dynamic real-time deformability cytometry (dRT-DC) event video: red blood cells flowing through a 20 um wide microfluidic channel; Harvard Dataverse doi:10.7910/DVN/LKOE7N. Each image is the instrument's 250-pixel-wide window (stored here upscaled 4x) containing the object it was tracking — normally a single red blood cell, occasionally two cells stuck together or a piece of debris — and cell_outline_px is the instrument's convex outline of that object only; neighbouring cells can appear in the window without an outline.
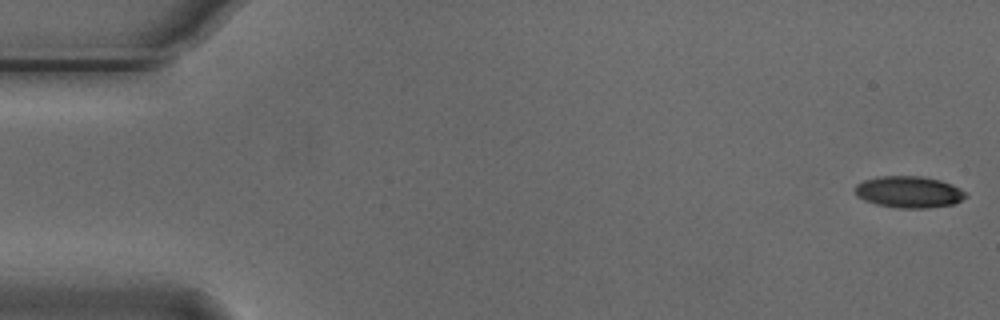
{"species": "Egyptian fruit bat (a non-hibernating species)", "species_latin": "Rousettus aegyptiacus", "temperature_condition": "cold", "stored_images_in_passage": 55, "camera_frame_rate_fps": 3000, "um_per_image_px": 0.085, "animal": {"sex": "male"}, "frame": {"image": 1, "passage_image": 1, "time_ms": 0.0, "image_size_px": [1000, 320], "cell_outline_px": [[968, 196], [952, 204], [928, 208], [896, 208], [876, 204], [864, 200], [856, 196], [856, 184], [864, 180], [880, 176], [924, 176], [940, 180], [952, 184], [968, 192]], "centroid_in_image_um": [77.28, 16.31], "position_along_channel_um": 7.7, "area_um2": 20.52}}
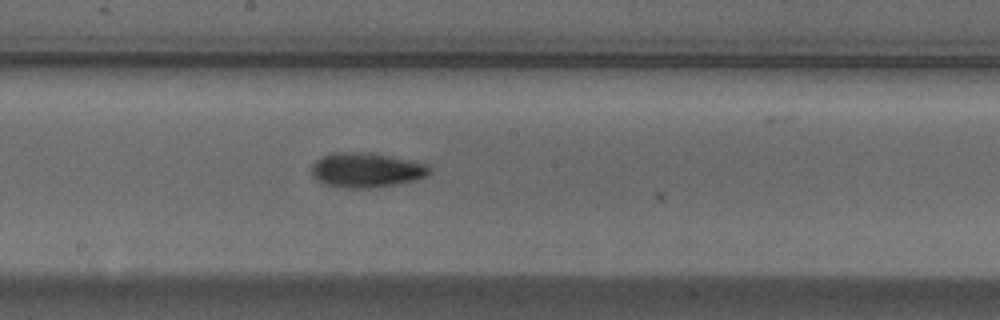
{"frame": {"image": 2, "passage_image": 29, "time_ms": 9.333, "image_size_px": [1000, 320], "cell_outline_px": [[432, 168], [424, 176], [416, 180], [368, 188], [348, 188], [324, 184], [316, 180], [312, 176], [312, 164], [320, 156], [332, 152], [372, 152], [412, 160], [428, 164]], "centroid_in_image_um": [31.1, 14.43], "position_along_channel_um": 217.1, "area_um2": 23.99}}
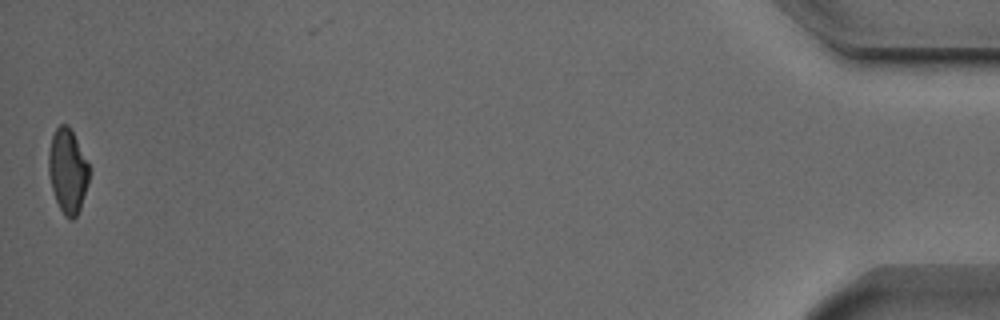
{"frame": {"image": 3, "passage_image": 54, "time_ms": 17.667, "image_size_px": [1000, 320], "cell_outline_px": [[92, 168], [88, 184], [80, 208], [76, 216], [72, 220], [64, 216], [56, 200], [52, 188], [48, 172], [48, 152], [52, 136], [56, 128], [60, 124], [68, 124]], "centroid_in_image_um": [5.77, 14.52], "position_along_channel_um": 429.4, "area_um2": 20.17}, "authors_computed_cell_mechanics": {"area_um2": 21.5594, "velocity_mm_per_s": 3.7546, "shape_relaxation_time_tau1_ms": 3.9777, "shape_relaxation_time_tau2_ms": 7.1552, "deformation_change_tau1": 0.1219, "deformation_change_tau2": 0.1508}}